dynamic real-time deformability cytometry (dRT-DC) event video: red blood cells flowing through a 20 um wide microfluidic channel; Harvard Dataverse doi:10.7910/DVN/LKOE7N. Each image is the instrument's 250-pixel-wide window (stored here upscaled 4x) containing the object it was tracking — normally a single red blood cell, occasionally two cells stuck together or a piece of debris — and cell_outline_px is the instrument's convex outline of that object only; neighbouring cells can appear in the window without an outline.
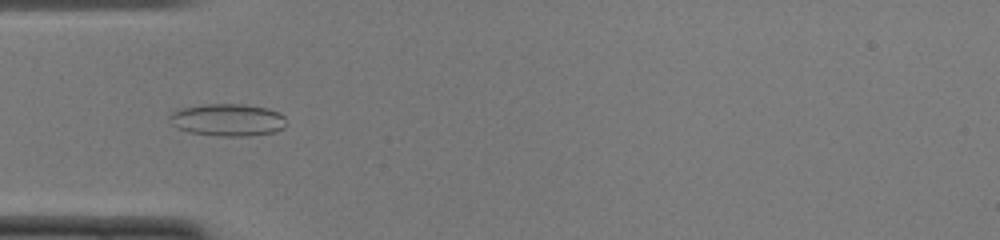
{"species": "common noctule bat (a hibernating species)", "species_latin": "Nyctalus noctula", "temperature_condition": "cold", "stored_images_in_passage": 36, "camera_frame_rate_fps": 3000, "um_per_image_px": 0.085, "animal": {"sex": "female", "body_mass_g": 22.0, "forearm_length_mm": 56.7}, "frame": {"image": 1, "passage_image": 2, "time_ms": 0.333, "image_size_px": [1000, 240], "cell_outline_px": [[288, 124], [284, 128], [276, 132], [248, 136], [220, 136], [188, 132], [172, 124], [168, 120], [168, 116], [172, 112], [180, 108], [204, 104], [244, 104], [268, 108], [280, 112], [284, 116]], "centroid_in_image_um": [19.39, 10.19], "position_along_channel_um": 65.6, "area_um2": 22.31}}
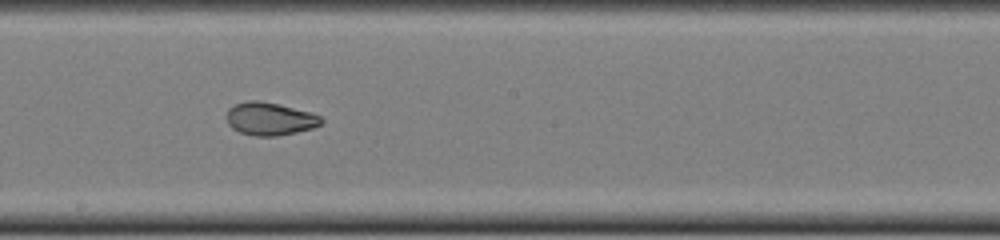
{"frame": {"image": 2, "passage_image": 14, "time_ms": 4.333, "image_size_px": [1000, 240], "cell_outline_px": [[324, 120], [320, 124], [312, 128], [296, 132], [276, 136], [256, 136], [240, 132], [232, 128], [228, 124], [228, 108], [236, 104], [248, 100], [260, 100], [312, 112], [320, 116]], "centroid_in_image_um": [22.95, 10.09], "position_along_channel_um": 225.3, "area_um2": 18.03}}
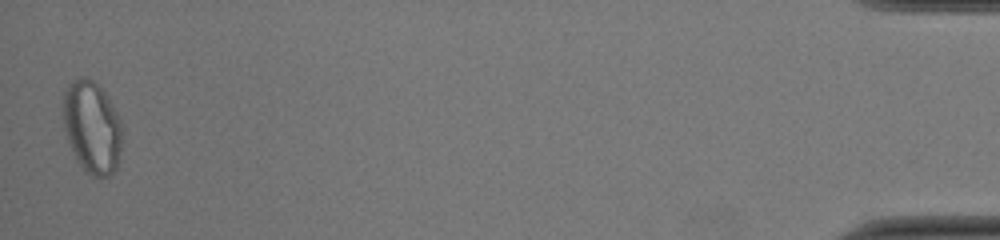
{"frame": {"image": 3, "passage_image": 36, "time_ms": 11.667, "image_size_px": [1000, 240], "cell_outline_px": [[124, 128], [116, 168], [108, 176], [92, 176], [84, 172], [76, 160], [68, 140], [64, 128], [64, 92], [68, 84], [72, 80], [80, 76], [84, 76], [92, 80], [104, 92], [120, 120]], "centroid_in_image_um": [7.82, 10.82], "position_along_channel_um": 427.4, "area_um2": 31.62}, "authors_computed_cell_mechanics": {"area_um2": 18.8139, "velocity_mm_per_s": 3.9959, "shape_relaxation_time_tau1_ms": 9.9638, "shape_relaxation_time_tau2_ms": 1.9542, "deformation_change_tau1": 0.246, "deformation_change_tau2": 0.0652}}